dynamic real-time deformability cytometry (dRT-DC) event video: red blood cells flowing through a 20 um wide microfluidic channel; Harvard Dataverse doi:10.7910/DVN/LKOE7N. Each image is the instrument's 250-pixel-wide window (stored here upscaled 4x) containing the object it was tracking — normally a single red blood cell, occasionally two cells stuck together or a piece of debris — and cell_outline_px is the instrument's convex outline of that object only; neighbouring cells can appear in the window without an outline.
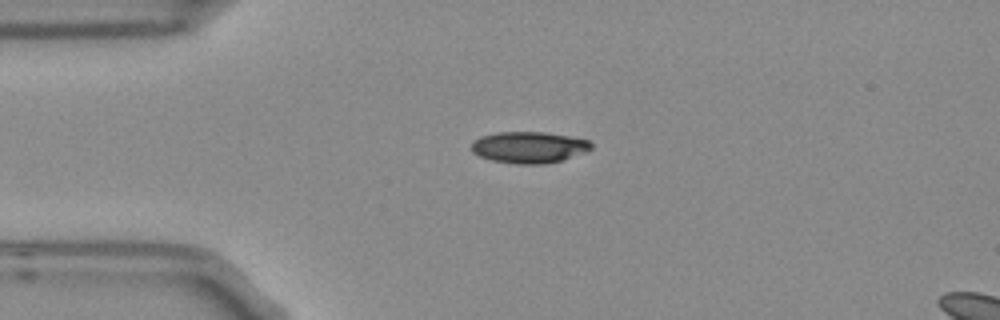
{"species": "Egyptian fruit bat (a non-hibernating species)", "species_latin": "Rousettus aegyptiacus", "temperature_condition": "room temperature", "stored_images_in_passage": 2, "camera_frame_rate_fps": 3000, "um_per_image_px": 0.085, "frame": {"image": 1, "passage_image": 2, "time_ms": 0.333, "image_size_px": [1000, 320], "cell_outline_px": [[592, 148], [588, 152], [560, 160], [544, 164], [516, 164], [492, 160], [480, 156], [472, 152], [472, 144], [480, 136], [496, 132], [544, 132], [568, 136], [588, 140], [592, 144]], "centroid_in_image_um": [44.98, 12.52], "position_along_channel_um": 40.0, "area_um2": 21.85}}